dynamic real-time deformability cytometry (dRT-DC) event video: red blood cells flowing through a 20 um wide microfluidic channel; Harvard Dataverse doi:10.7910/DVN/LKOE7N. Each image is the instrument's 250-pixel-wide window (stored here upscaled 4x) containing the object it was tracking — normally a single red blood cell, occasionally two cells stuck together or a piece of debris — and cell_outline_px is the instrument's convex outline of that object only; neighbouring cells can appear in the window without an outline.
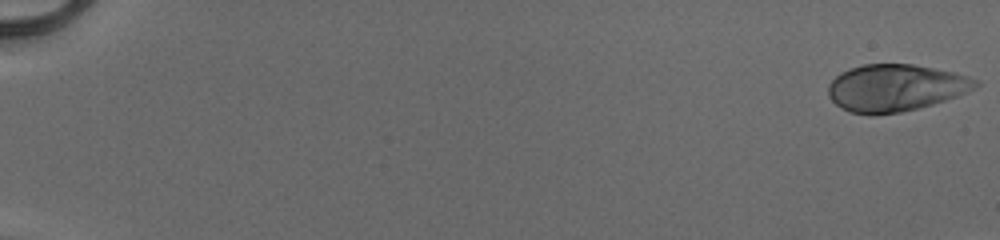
{"species": "human", "species_latin": "Homo sapiens", "temperature_condition": "cold", "stored_images_in_passage": 22, "camera_frame_rate_fps": 3000, "um_per_image_px": 0.085, "donor": {"sex": "male"}, "frame": {"image": 1, "passage_image": 1, "time_ms": 0.0, "image_size_px": [1000, 240], "cell_outline_px": [[980, 84], [968, 92], [932, 104], [900, 112], [872, 116], [868, 116], [848, 112], [840, 108], [828, 96], [828, 84], [840, 72], [864, 64], [912, 64], [952, 72], [980, 80]], "centroid_in_image_um": [76.07, 7.48], "position_along_channel_um": 8.9, "area_um2": 40.4}}
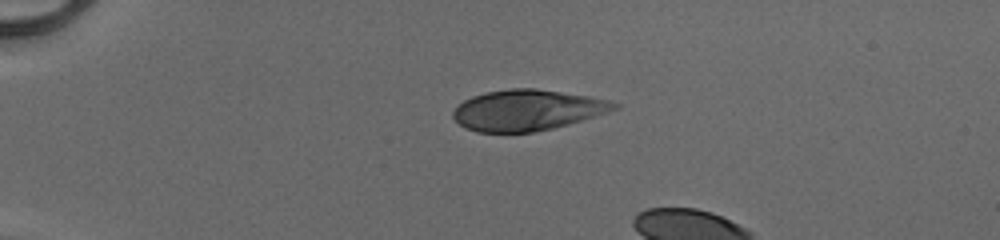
{"frame": {"image": 2, "passage_image": 14, "time_ms": 4.333, "image_size_px": [1000, 240], "cell_outline_px": [[620, 108], [608, 112], [568, 124], [552, 128], [532, 132], [476, 132], [464, 128], [452, 116], [452, 112], [464, 100], [472, 96], [484, 92], [512, 88], [536, 88], [588, 96], [608, 100], [620, 104]], "centroid_in_image_um": [44.81, 9.36], "position_along_channel_um": 40.2, "area_um2": 38.21}}
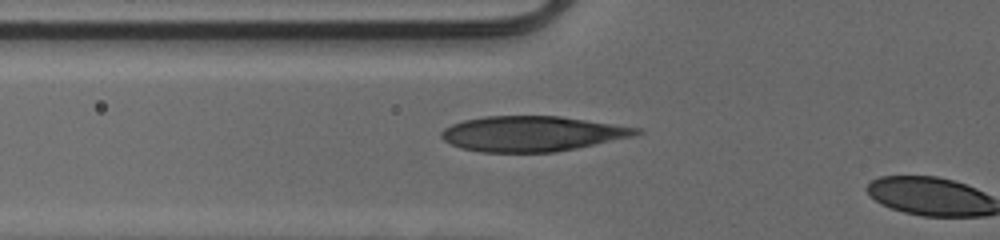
{"frame": {"image": 3, "passage_image": 21, "time_ms": 6.667, "image_size_px": [1000, 240], "cell_outline_px": [[644, 132], [636, 136], [556, 152], [480, 152], [460, 148], [444, 140], [440, 136], [440, 132], [444, 128], [452, 124], [464, 120], [484, 116], [560, 116], [640, 128]], "centroid_in_image_um": [45.23, 11.36], "position_along_channel_um": 80.6, "area_um2": 40.11}}